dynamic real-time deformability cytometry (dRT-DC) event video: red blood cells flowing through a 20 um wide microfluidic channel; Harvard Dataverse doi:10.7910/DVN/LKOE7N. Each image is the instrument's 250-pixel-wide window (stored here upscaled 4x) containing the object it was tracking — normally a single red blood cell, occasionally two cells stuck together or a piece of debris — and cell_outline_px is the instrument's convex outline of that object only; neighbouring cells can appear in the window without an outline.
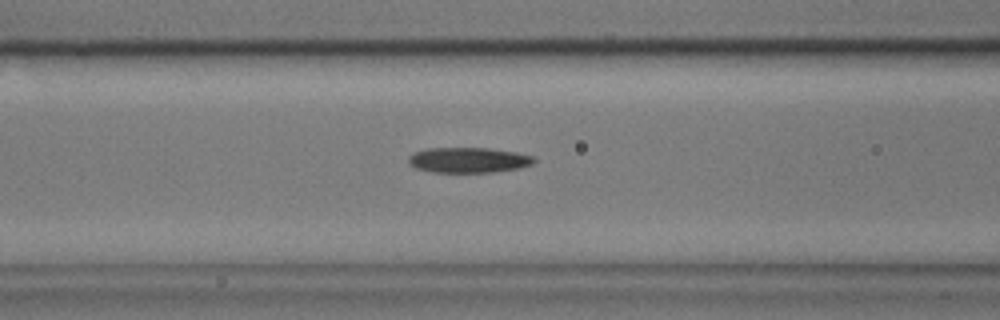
{"species": "common noctule bat (a hibernating species)", "species_latin": "Nyctalus noctula", "temperature_condition": "cold", "stored_images_in_passage": 36, "camera_frame_rate_fps": 3000, "um_per_image_px": 0.085, "animal": {"sex": "male", "body_mass_g": 17.9}, "frame": {"image": 1, "passage_image": 8, "time_ms": 2.333, "image_size_px": [1000, 320], "cell_outline_px": [[536, 160], [532, 164], [520, 168], [496, 172], [432, 172], [416, 168], [408, 160], [408, 156], [416, 152], [428, 148], [488, 148], [516, 152], [532, 156]], "centroid_in_image_um": [39.85, 13.6], "position_along_channel_um": 126.8, "area_um2": 18.44}}
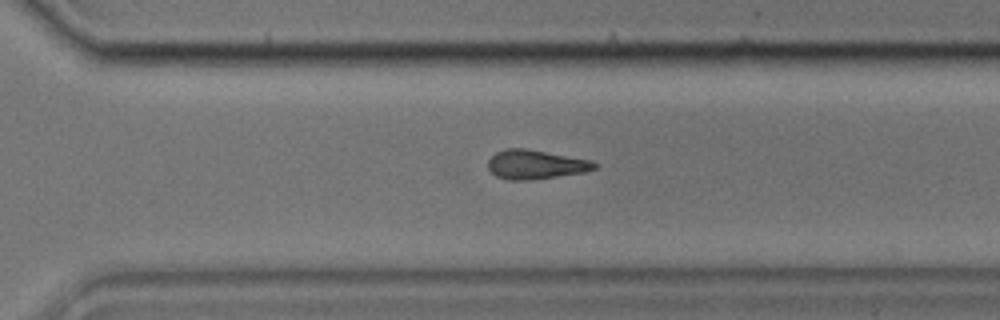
{"frame": {"image": 2, "passage_image": 25, "time_ms": 8.0, "image_size_px": [1000, 320], "cell_outline_px": [[600, 164], [596, 168], [584, 172], [528, 180], [508, 180], [496, 176], [488, 168], [488, 160], [496, 152], [504, 148], [528, 148], [592, 160]], "centroid_in_image_um": [45.53, 13.96], "position_along_channel_um": 325.1, "area_um2": 18.21}}
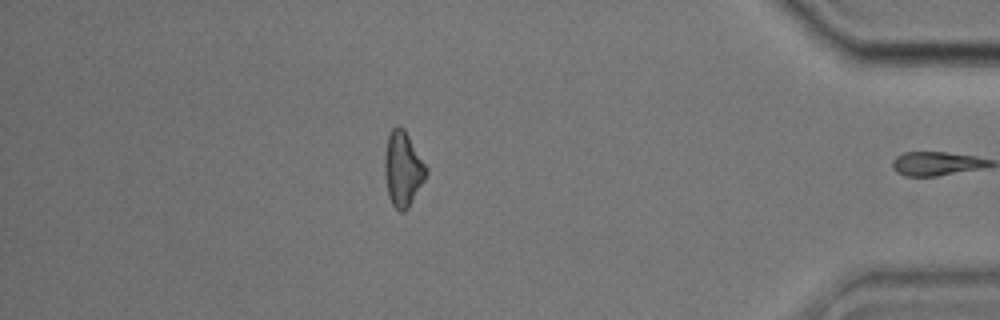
{"frame": {"image": 3, "passage_image": 35, "time_ms": 11.333, "image_size_px": [1000, 320], "cell_outline_px": [[428, 172], [424, 180], [408, 208], [404, 212], [400, 212], [392, 204], [388, 196], [384, 172], [384, 152], [388, 136], [392, 128], [396, 124], [404, 128], [428, 168]], "centroid_in_image_um": [34.23, 14.34], "position_along_channel_um": 401.0, "area_um2": 18.26}, "authors_computed_cell_mechanics": {"area_um2": 18.2648, "velocity_mm_per_s": 3.5048, "shape_relaxation_time_tau1_ms": 6.8445, "shape_relaxation_time_tau2_ms": 6.3785, "deformation_change_tau1": 0.1562, "deformation_change_tau2": 0.169}}